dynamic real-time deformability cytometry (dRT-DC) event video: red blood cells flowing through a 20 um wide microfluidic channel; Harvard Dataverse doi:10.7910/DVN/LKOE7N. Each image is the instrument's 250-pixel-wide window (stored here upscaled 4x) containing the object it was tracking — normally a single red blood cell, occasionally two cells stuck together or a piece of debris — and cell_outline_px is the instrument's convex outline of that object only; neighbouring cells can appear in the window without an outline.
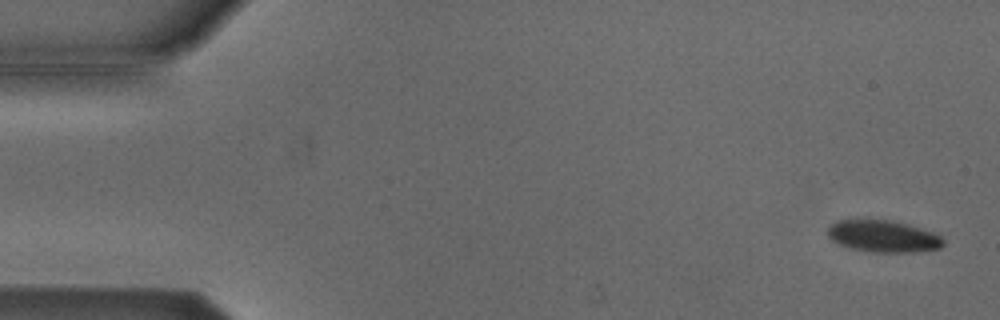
{"species": "Egyptian fruit bat (a non-hibernating species)", "species_latin": "Rousettus aegyptiacus", "temperature_condition": "cold", "stored_images_in_passage": 54, "camera_frame_rate_fps": 3000, "um_per_image_px": 0.085, "animal": {"sex": "male"}, "frame": {"image": 1, "passage_image": 2, "time_ms": 0.333, "image_size_px": [1000, 320], "cell_outline_px": [[944, 244], [940, 248], [912, 252], [872, 252], [848, 248], [832, 240], [828, 236], [828, 224], [836, 220], [892, 220], [908, 224], [932, 232], [940, 236], [944, 240]], "centroid_in_image_um": [75.04, 20.08], "position_along_channel_um": 10.0, "area_um2": 21.5}}
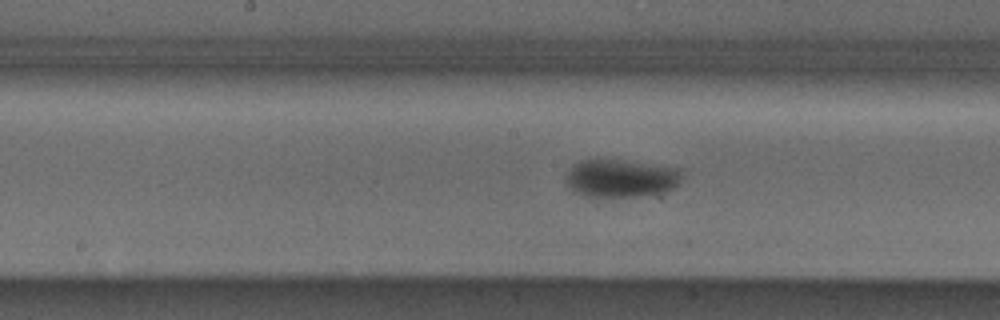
{"frame": {"image": 2, "passage_image": 27, "time_ms": 8.667, "image_size_px": [1000, 320], "cell_outline_px": [[680, 184], [676, 188], [636, 196], [584, 196], [576, 192], [564, 180], [568, 168], [572, 164], [580, 160], [616, 160], [680, 168]], "centroid_in_image_um": [52.73, 15.14], "position_along_channel_um": 195.5, "area_um2": 25.2}}
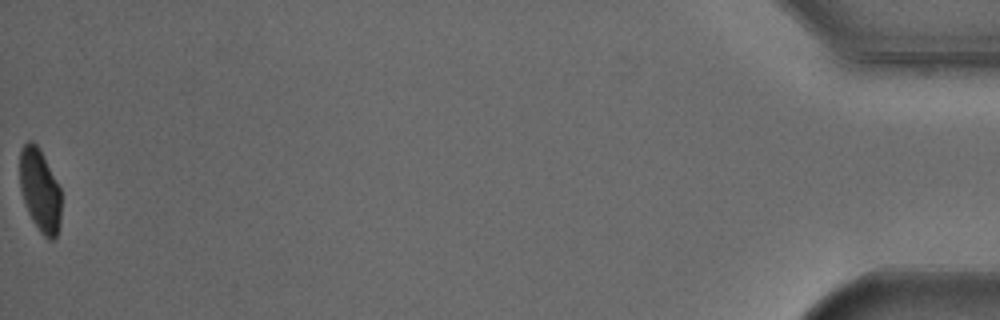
{"frame": {"image": 3, "passage_image": 54, "time_ms": 17.667, "image_size_px": [1000, 320], "cell_outline_px": [[60, 228], [56, 236], [52, 240], [48, 240], [40, 232], [32, 220], [28, 212], [20, 188], [20, 148], [28, 140], [32, 140], [36, 144], [60, 188]], "centroid_in_image_um": [3.38, 16.21], "position_along_channel_um": 431.8, "area_um2": 19.77}, "authors_computed_cell_mechanics": {"area_um2": 23.4668, "velocity_mm_per_s": 3.7954, "shape_relaxation_time_tau1_ms": 3.109, "shape_relaxation_time_tau2_ms": null, "deformation_change_tau1": 0.0689, "deformation_change_tau2": null}}